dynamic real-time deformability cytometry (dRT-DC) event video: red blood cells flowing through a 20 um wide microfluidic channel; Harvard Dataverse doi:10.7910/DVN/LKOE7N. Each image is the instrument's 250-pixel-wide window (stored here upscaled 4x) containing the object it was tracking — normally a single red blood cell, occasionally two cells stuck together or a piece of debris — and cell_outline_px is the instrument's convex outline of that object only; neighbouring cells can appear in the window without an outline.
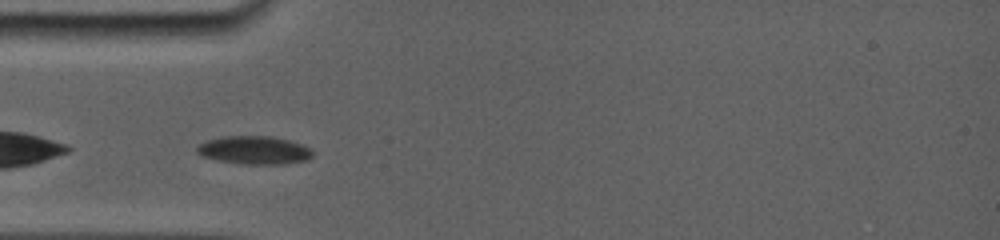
{"species": "common noctule bat (a hibernating species)", "species_latin": "Nyctalus noctula", "temperature_condition": "room temperature", "stored_images_in_passage": 33, "camera_frame_rate_fps": 5000, "um_per_image_px": 0.085, "animal": {"sex": "female", "body_mass_g": 19.0, "forearm_length_mm": 56.7}, "frame": {"image": 1, "passage_image": 3, "time_ms": 0.6, "image_size_px": [1000, 240], "cell_outline_px": [[312, 156], [304, 160], [284, 164], [244, 164], [220, 160], [200, 156], [196, 152], [196, 148], [200, 144], [208, 140], [232, 136], [268, 136], [300, 144], [308, 148], [312, 152]], "centroid_in_image_um": [21.57, 12.77], "position_along_channel_um": 63.4, "area_um2": 18.44}}
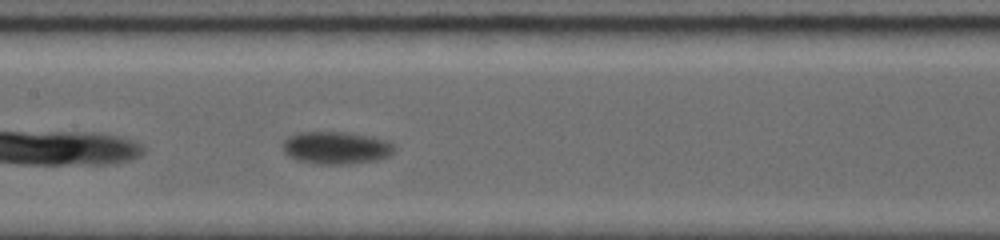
{"frame": {"image": 2, "passage_image": 12, "time_ms": 3.8, "image_size_px": [1000, 240], "cell_outline_px": [[392, 152], [388, 156], [372, 160], [348, 164], [320, 164], [300, 160], [288, 156], [284, 152], [284, 144], [292, 136], [312, 132], [332, 132], [360, 136], [380, 140], [392, 144]], "centroid_in_image_um": [28.52, 12.6], "position_along_channel_um": 178.9, "area_um2": 19.65}}
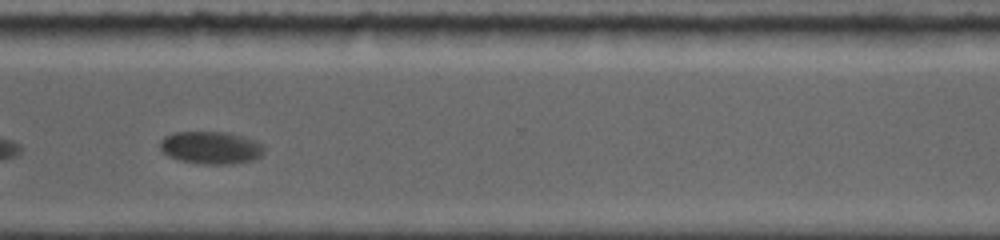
{"frame": {"image": 3, "passage_image": 28, "time_ms": 8.6, "image_size_px": [1000, 240], "cell_outline_px": [[264, 152], [260, 156], [252, 160], [232, 164], [204, 164], [180, 160], [168, 156], [160, 148], [160, 140], [164, 136], [172, 132], [224, 132], [244, 136], [256, 140], [264, 148]], "centroid_in_image_um": [17.91, 12.54], "position_along_channel_um": 352.7, "area_um2": 19.77}, "authors_computed_cell_mechanics": {"area_um2": 19.7098, "velocity_mm_per_s": 3.6214, "shape_relaxation_time_tau1_ms": 2.6519, "shape_relaxation_time_tau2_ms": null, "deformation_change_tau1": 0.0962, "deformation_change_tau2": null}}